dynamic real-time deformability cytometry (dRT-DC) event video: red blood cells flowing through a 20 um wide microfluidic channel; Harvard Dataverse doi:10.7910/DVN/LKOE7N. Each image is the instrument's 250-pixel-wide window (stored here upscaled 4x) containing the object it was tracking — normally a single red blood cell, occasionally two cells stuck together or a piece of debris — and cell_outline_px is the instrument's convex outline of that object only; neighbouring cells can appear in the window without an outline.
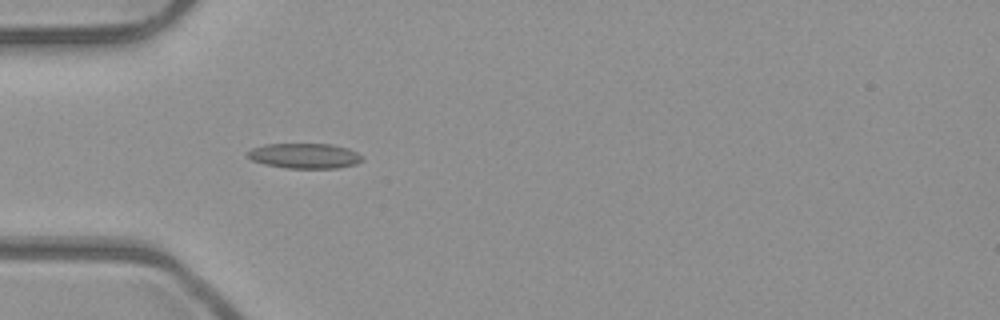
{"species": "common noctule bat (a hibernating species)", "species_latin": "Nyctalus noctula", "temperature_condition": "room temperature", "stored_images_in_passage": 24, "camera_frame_rate_fps": 3000, "um_per_image_px": 0.085, "animal": {"sex": "male", "body_mass_g": 23.1, "forearm_length_mm": 52.7}, "frame": {"image": 1, "passage_image": 5, "time_ms": 1.333, "image_size_px": [1000, 320], "cell_outline_px": [[364, 160], [356, 164], [336, 168], [288, 168], [264, 164], [252, 160], [248, 156], [248, 152], [252, 148], [264, 144], [328, 144], [348, 148], [364, 156]], "centroid_in_image_um": [25.92, 13.25], "position_along_channel_um": 59.1, "area_um2": 16.76}}
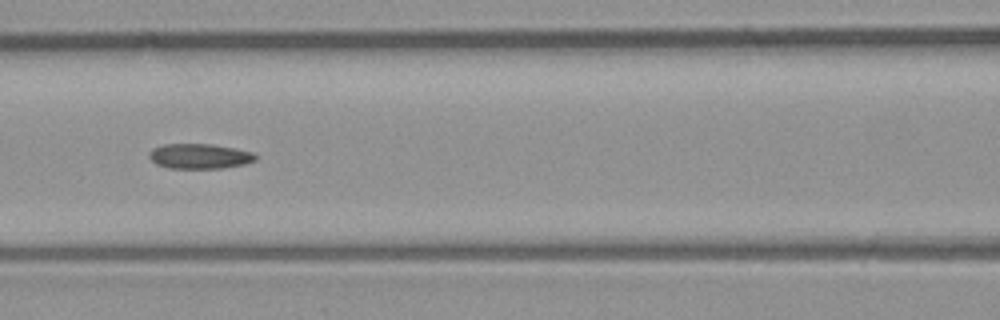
{"frame": {"image": 2, "passage_image": 12, "time_ms": 3.667, "image_size_px": [1000, 320], "cell_outline_px": [[256, 160], [244, 164], [220, 168], [168, 168], [156, 164], [148, 156], [148, 152], [152, 148], [164, 144], [212, 144], [236, 148], [252, 152], [256, 156]], "centroid_in_image_um": [16.93, 13.27], "position_along_channel_um": 149.7, "area_um2": 15.55}}
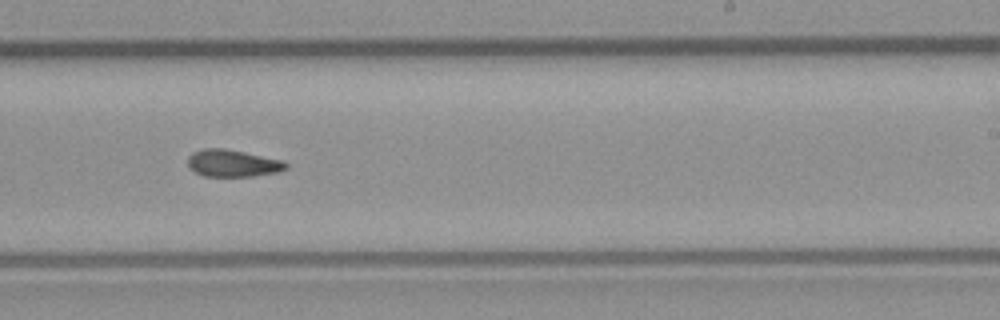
{"frame": {"image": 3, "passage_image": 21, "time_ms": 6.667, "image_size_px": [1000, 320], "cell_outline_px": [[288, 168], [280, 172], [252, 176], [204, 176], [196, 172], [188, 164], [188, 156], [192, 152], [204, 148], [224, 148], [284, 160], [288, 164]], "centroid_in_image_um": [19.82, 13.87], "position_along_channel_um": 269.2, "area_um2": 15.55}}